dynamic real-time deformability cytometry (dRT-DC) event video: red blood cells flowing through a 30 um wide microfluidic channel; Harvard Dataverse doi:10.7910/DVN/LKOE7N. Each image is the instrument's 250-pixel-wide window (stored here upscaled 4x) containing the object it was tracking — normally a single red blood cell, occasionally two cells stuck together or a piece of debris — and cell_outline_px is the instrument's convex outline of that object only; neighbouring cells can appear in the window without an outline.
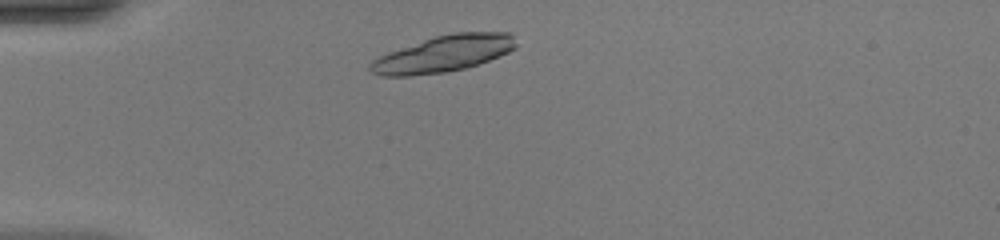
{"species": "common noctule bat (a hibernating species)", "species_latin": "Nyctalus noctula", "temperature_condition": "warm", "stored_images_in_passage": 39, "camera_frame_rate_fps": 3000, "um_per_image_px": 0.085, "animal": {"sex": "female", "body_mass_g": 20.0, "forearm_length_mm": 54.0}, "frame": {"image": 1, "passage_image": 3, "time_ms": 0.667, "image_size_px": [1000, 240], "cell_outline_px": [[516, 48], [500, 56], [468, 68], [444, 72], [408, 76], [380, 76], [368, 72], [368, 64], [372, 60], [388, 52], [436, 36], [452, 32], [508, 32], [512, 36], [516, 44]], "centroid_in_image_um": [37.67, 4.58], "position_along_channel_um": 47.3, "area_um2": 30.98}}